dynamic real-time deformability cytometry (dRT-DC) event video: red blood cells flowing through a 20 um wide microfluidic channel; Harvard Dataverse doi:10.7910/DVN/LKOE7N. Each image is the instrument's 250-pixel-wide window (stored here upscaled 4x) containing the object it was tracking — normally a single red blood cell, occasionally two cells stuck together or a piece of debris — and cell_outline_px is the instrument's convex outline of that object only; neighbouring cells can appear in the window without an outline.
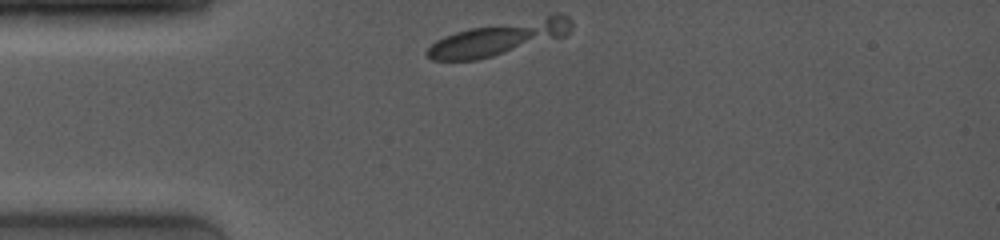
{"species": "common noctule bat (a hibernating species)", "species_latin": "Nyctalus noctula", "temperature_condition": "room temperature", "stored_images_in_passage": 6, "camera_frame_rate_fps": 4000, "um_per_image_px": 0.085, "animal": {"sex": "female", "body_mass_g": 19.0, "forearm_length_mm": 53.3}, "frame": {"image": 1, "passage_image": 1, "time_ms": 0.0, "image_size_px": [1000, 240], "cell_outline_px": [[572, 28], [564, 36], [492, 56], [476, 60], [432, 60], [424, 52], [436, 40], [444, 36], [468, 28], [552, 12], [556, 12], [568, 16], [572, 20]], "centroid_in_image_um": [42.47, 3.18], "position_along_channel_um": 42.5, "area_um2": 28.84}}